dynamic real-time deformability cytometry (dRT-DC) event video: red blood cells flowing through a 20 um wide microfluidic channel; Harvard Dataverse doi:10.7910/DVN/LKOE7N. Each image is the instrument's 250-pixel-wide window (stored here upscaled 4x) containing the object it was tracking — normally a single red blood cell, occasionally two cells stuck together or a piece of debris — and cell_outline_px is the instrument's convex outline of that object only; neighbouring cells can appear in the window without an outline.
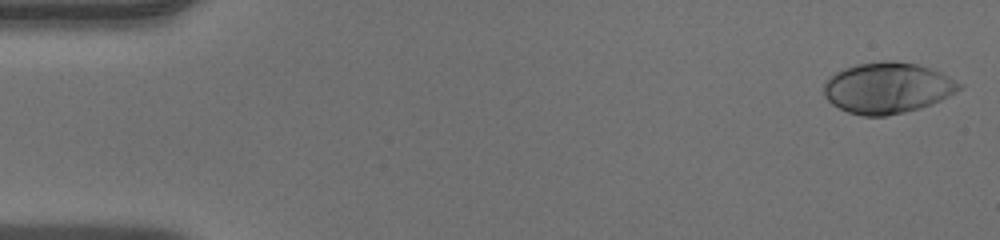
{"species": "human", "species_latin": "Homo sapiens", "temperature_condition": "warm", "stored_images_in_passage": 47, "camera_frame_rate_fps": 3000, "um_per_image_px": 0.085, "donor": {"sex": "male"}, "frame": {"image": 1, "passage_image": 1, "time_ms": 0.0, "image_size_px": [1000, 240], "cell_outline_px": [[964, 88], [932, 104], [920, 108], [904, 112], [884, 116], [864, 116], [848, 112], [832, 104], [824, 96], [824, 80], [828, 76], [844, 68], [860, 64], [880, 60], [892, 60], [916, 64], [932, 68], [964, 84]], "centroid_in_image_um": [75.44, 7.46], "position_along_channel_um": 9.6, "area_um2": 40.46}}
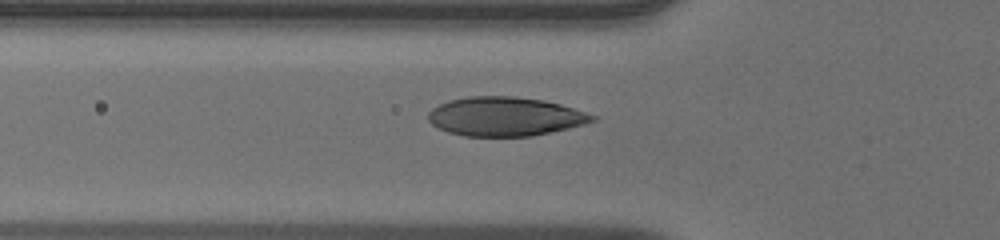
{"frame": {"image": 2, "passage_image": 16, "time_ms": 5.0, "image_size_px": [1000, 240], "cell_outline_px": [[596, 120], [584, 124], [568, 128], [532, 136], [464, 136], [448, 132], [432, 124], [428, 120], [428, 112], [432, 108], [448, 100], [468, 96], [512, 96], [544, 100], [560, 104], [596, 116]], "centroid_in_image_um": [42.9, 9.9], "position_along_channel_um": 82.9, "area_um2": 37.17}}
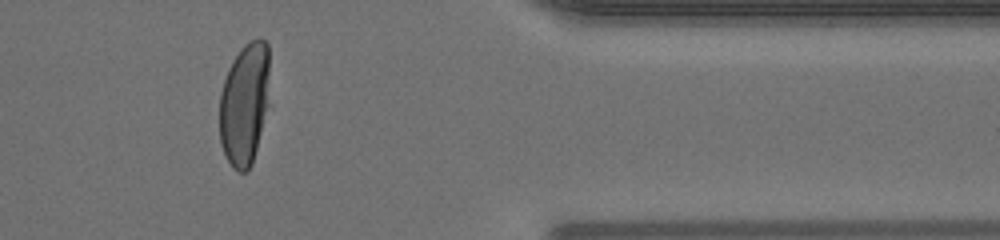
{"frame": {"image": 3, "passage_image": 39, "time_ms": 12.667, "image_size_px": [1000, 240], "cell_outline_px": [[268, 104], [252, 164], [244, 172], [240, 172], [232, 168], [220, 144], [220, 92], [228, 68], [232, 60], [240, 48], [244, 44], [260, 36], [268, 44]], "centroid_in_image_um": [20.77, 8.8], "position_along_channel_um": 390.6, "area_um2": 35.66}}